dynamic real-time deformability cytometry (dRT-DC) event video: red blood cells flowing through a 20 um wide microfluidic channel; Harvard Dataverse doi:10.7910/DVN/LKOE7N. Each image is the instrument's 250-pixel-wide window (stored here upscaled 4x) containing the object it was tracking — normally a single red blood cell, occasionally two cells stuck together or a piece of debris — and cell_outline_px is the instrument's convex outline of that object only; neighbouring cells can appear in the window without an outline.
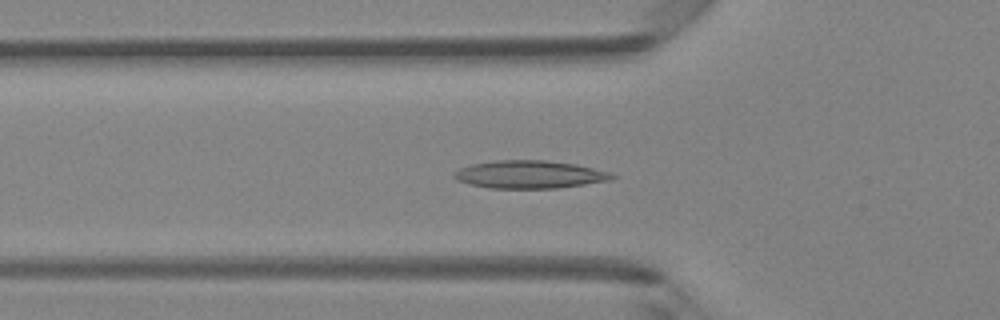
{"species": "Egyptian fruit bat (a non-hibernating species)", "species_latin": "Rousettus aegyptiacus", "temperature_condition": "room temperature", "stored_images_in_passage": 48, "camera_frame_rate_fps": 3000, "um_per_image_px": 0.085, "animal": {"sex": "female"}, "frame": {"image": 1, "passage_image": 16, "time_ms": 5.0, "image_size_px": [1000, 320], "cell_outline_px": [[616, 176], [612, 180], [560, 188], [488, 188], [468, 184], [456, 180], [452, 176], [452, 172], [460, 168], [472, 164], [492, 160], [544, 160], [576, 164], [612, 172]], "centroid_in_image_um": [45.01, 14.83], "position_along_channel_um": 80.8, "area_um2": 25.95}}
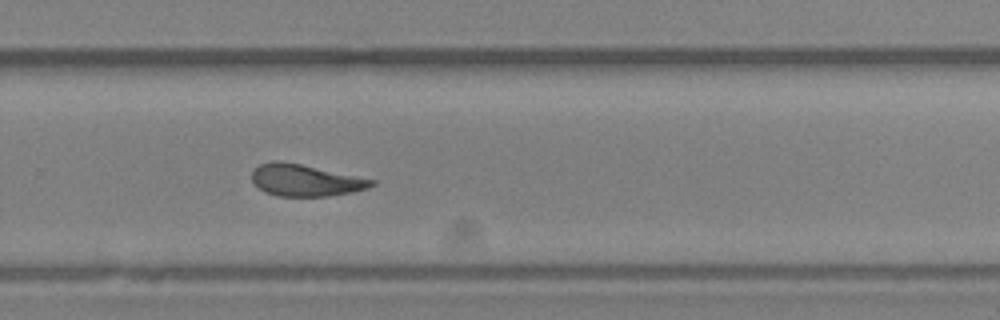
{"frame": {"image": 2, "passage_image": 32, "time_ms": 10.333, "image_size_px": [1000, 320], "cell_outline_px": [[376, 184], [368, 188], [352, 192], [328, 196], [276, 196], [264, 192], [252, 180], [252, 172], [260, 164], [272, 160], [276, 160], [300, 164], [376, 180]], "centroid_in_image_um": [25.96, 15.33], "position_along_channel_um": 303.8, "area_um2": 22.02}}
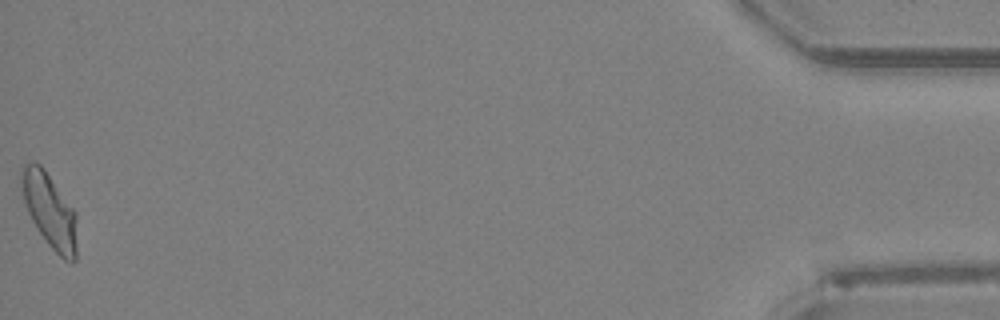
{"frame": {"image": 3, "passage_image": 48, "time_ms": 15.667, "image_size_px": [1000, 320], "cell_outline_px": [[76, 260], [72, 264], [64, 260], [48, 244], [36, 228], [28, 212], [24, 200], [20, 184], [20, 168], [28, 160], [36, 160], [44, 168], [76, 212]], "centroid_in_image_um": [4.2, 17.85], "position_along_channel_um": 431.0, "area_um2": 24.39}, "authors_computed_cell_mechanics": {"area_um2": 23.3223, "velocity_mm_per_s": 4.1979, "shape_relaxation_time_tau1_ms": 7.825, "shape_relaxation_time_tau2_ms": 2.0211, "deformation_change_tau1": 0.2032, "deformation_change_tau2": 0.0899}}